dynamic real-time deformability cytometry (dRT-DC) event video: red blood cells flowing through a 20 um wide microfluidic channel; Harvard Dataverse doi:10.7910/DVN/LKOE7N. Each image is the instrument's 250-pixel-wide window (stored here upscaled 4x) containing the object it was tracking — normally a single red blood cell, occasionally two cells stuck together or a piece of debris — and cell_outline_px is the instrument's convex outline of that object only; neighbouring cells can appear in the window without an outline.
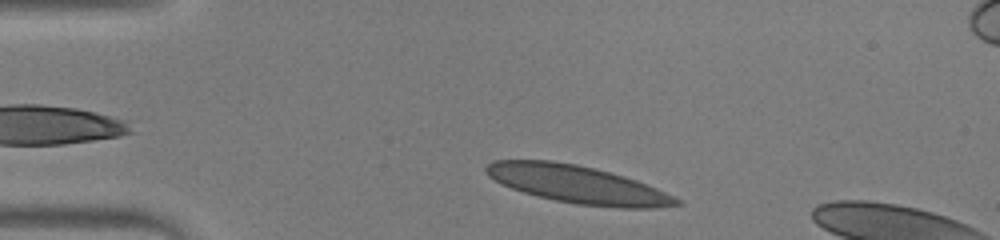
{"species": "human", "species_latin": "Homo sapiens", "temperature_condition": "warm", "stored_images_in_passage": 45, "camera_frame_rate_fps": 3000, "um_per_image_px": 0.085, "donor": {"sex": "male"}, "frame": {"image": 1, "passage_image": 3, "time_ms": 0.667, "image_size_px": [1000, 240], "cell_outline_px": [[684, 204], [656, 208], [620, 208], [576, 204], [556, 200], [524, 192], [500, 184], [488, 176], [484, 172], [484, 168], [492, 160], [552, 160], [576, 164], [624, 176], [636, 180], [676, 196]], "centroid_in_image_um": [49.1, 15.67], "position_along_channel_um": 35.9, "area_um2": 41.79}}
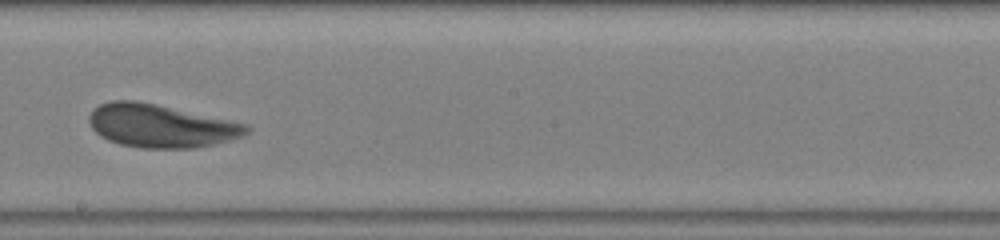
{"frame": {"image": 2, "passage_image": 22, "time_ms": 7.0, "image_size_px": [1000, 240], "cell_outline_px": [[252, 128], [244, 136], [232, 140], [216, 144], [192, 148], [144, 148], [120, 144], [108, 140], [100, 136], [92, 128], [88, 120], [88, 116], [100, 104], [112, 100], [136, 100], [156, 104], [248, 124]], "centroid_in_image_um": [13.69, 10.7], "position_along_channel_um": 234.5, "area_um2": 39.59}}
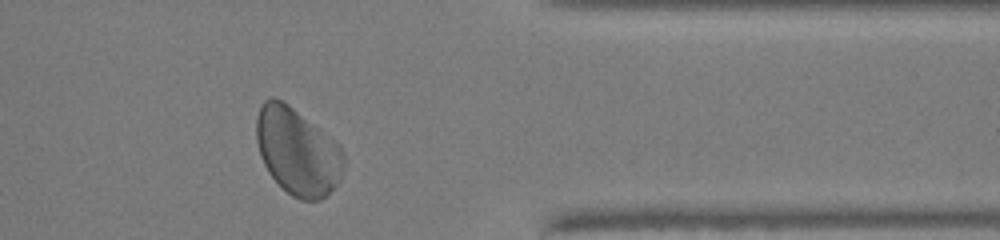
{"frame": {"image": 3, "passage_image": 35, "time_ms": 11.333, "image_size_px": [1000, 240], "cell_outline_px": [[344, 172], [340, 180], [320, 200], [300, 200], [292, 196], [268, 172], [260, 156], [256, 140], [256, 116], [260, 104], [264, 100], [272, 96], [276, 96], [288, 104], [340, 144], [344, 152]], "centroid_in_image_um": [25.28, 12.84], "position_along_channel_um": 386.1, "area_um2": 44.45}, "authors_computed_cell_mechanics": {"area_um2": 41.0958, "velocity_mm_per_s": 3.8283, "shape_relaxation_time_tau1_ms": 2.3584, "shape_relaxation_time_tau2_ms": null, "deformation_change_tau1": 0.1151, "deformation_change_tau2": null}}